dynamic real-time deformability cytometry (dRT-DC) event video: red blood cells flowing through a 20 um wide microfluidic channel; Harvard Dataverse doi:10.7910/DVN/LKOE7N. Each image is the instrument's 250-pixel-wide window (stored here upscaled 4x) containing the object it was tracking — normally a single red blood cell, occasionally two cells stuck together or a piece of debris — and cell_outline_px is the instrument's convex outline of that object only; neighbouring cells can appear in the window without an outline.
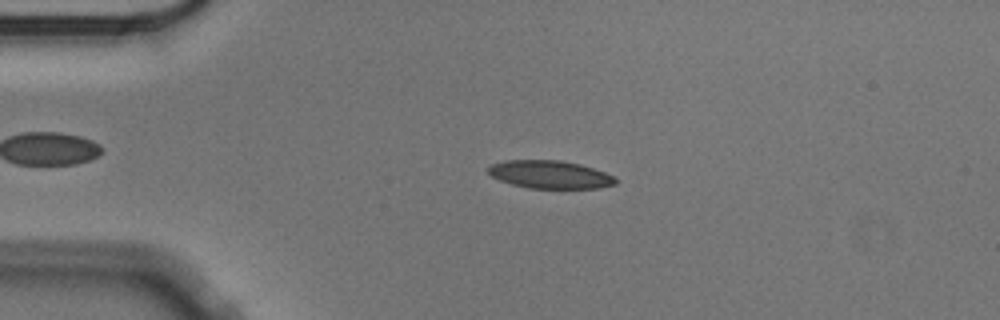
{"species": "Egyptian fruit bat (a non-hibernating species)", "species_latin": "Rousettus aegyptiacus", "temperature_condition": "cold", "stored_images_in_passage": 53, "camera_frame_rate_fps": 3000, "um_per_image_px": 0.085, "animal": {"sex": "male"}, "frame": {"image": 1, "passage_image": 9, "time_ms": 2.667, "image_size_px": [1000, 320], "cell_outline_px": [[616, 184], [600, 188], [528, 188], [512, 184], [500, 180], [492, 176], [488, 172], [488, 168], [492, 164], [504, 160], [560, 160], [580, 164], [604, 172], [612, 176], [616, 180]], "centroid_in_image_um": [46.73, 14.83], "position_along_channel_um": 38.3, "area_um2": 20.58}}
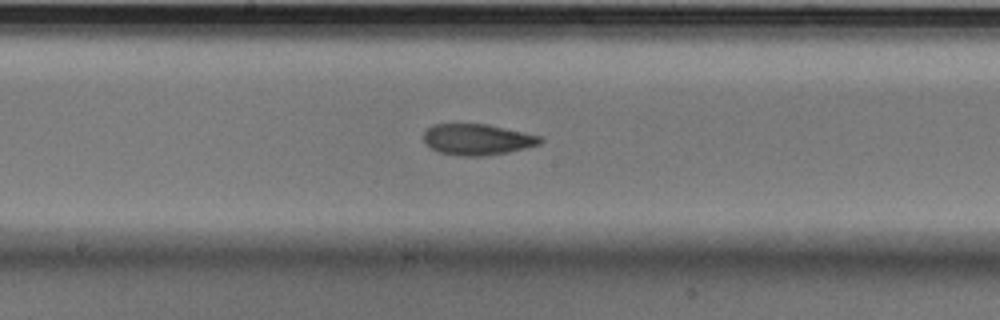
{"frame": {"image": 2, "passage_image": 26, "time_ms": 8.333, "image_size_px": [1000, 320], "cell_outline_px": [[544, 140], [540, 144], [508, 152], [484, 156], [460, 156], [436, 152], [424, 144], [424, 132], [432, 124], [488, 124], [544, 136]], "centroid_in_image_um": [40.57, 11.86], "position_along_channel_um": 207.6, "area_um2": 21.44}}
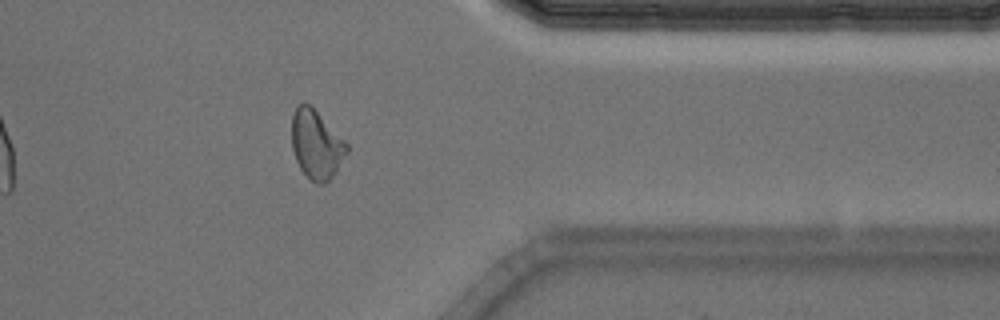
{"frame": {"image": 3, "passage_image": 42, "time_ms": 13.667, "image_size_px": [1000, 320], "cell_outline_px": [[348, 152], [336, 172], [324, 184], [316, 184], [300, 168], [296, 160], [292, 148], [292, 112], [296, 104], [304, 100], [348, 144]], "centroid_in_image_um": [26.87, 12.27], "position_along_channel_um": 384.5, "area_um2": 21.85}, "authors_computed_cell_mechanics": {"area_um2": 21.6172, "velocity_mm_per_s": 3.5317, "shape_relaxation_time_tau1_ms": 6.6242, "shape_relaxation_time_tau2_ms": 2.259, "deformation_change_tau1": 0.1738, "deformation_change_tau2": 0.0873}}